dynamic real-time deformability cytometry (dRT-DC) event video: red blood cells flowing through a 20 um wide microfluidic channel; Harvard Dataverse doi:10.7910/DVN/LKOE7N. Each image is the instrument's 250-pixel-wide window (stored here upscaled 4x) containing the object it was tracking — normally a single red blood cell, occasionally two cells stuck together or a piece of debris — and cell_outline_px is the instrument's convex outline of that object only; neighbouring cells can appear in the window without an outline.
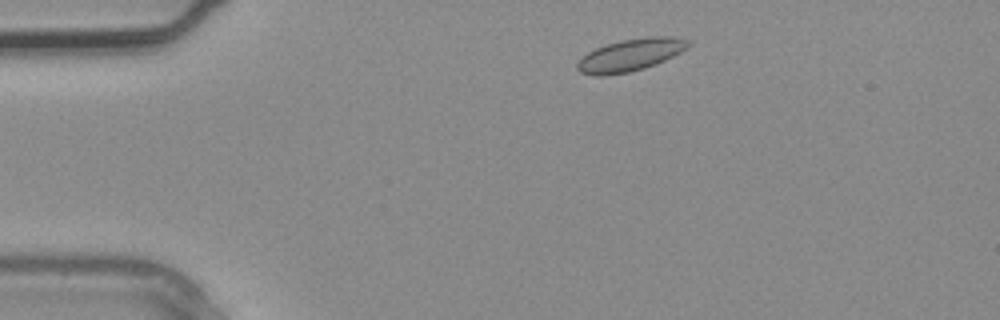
{"species": "common noctule bat (a hibernating species)", "species_latin": "Nyctalus noctula", "temperature_condition": "warm", "stored_images_in_passage": 3, "camera_frame_rate_fps": 3000, "um_per_image_px": 0.085, "animal": {"sex": "male", "body_mass_g": 20.4}, "frame": {"image": 1, "passage_image": 3, "time_ms": 0.667, "image_size_px": [1000, 320], "cell_outline_px": [[692, 44], [680, 52], [664, 60], [644, 68], [628, 72], [604, 76], [596, 76], [580, 72], [576, 68], [576, 64], [588, 52], [596, 48], [620, 40], [648, 36], [672, 36], [688, 40]], "centroid_in_image_um": [53.58, 4.67], "position_along_channel_um": 31.4, "area_um2": 20.69}}